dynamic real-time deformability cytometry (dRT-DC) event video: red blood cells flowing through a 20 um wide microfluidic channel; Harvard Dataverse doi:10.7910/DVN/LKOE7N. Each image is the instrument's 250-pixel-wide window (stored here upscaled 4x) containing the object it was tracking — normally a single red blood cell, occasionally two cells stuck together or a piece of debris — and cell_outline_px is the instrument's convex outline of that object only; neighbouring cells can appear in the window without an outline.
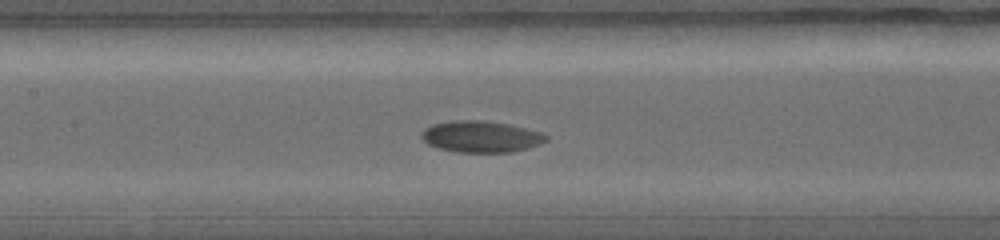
{"species": "common noctule bat (a hibernating species)", "species_latin": "Nyctalus noctula", "temperature_condition": "warm", "stored_images_in_passage": 9, "camera_frame_rate_fps": 5000, "um_per_image_px": 0.085, "animal": {"sex": "female", "body_mass_g": 19.0, "forearm_length_mm": 56.7}, "frame": {"image": 1, "passage_image": 4, "time_ms": 1.6, "image_size_px": [1000, 240], "cell_outline_px": [[548, 140], [540, 144], [528, 148], [512, 152], [456, 152], [436, 148], [428, 144], [420, 136], [420, 132], [424, 128], [432, 124], [452, 120], [484, 120], [508, 124], [544, 132], [548, 136]], "centroid_in_image_um": [40.88, 11.61], "position_along_channel_um": 166.5, "area_um2": 23.18}}
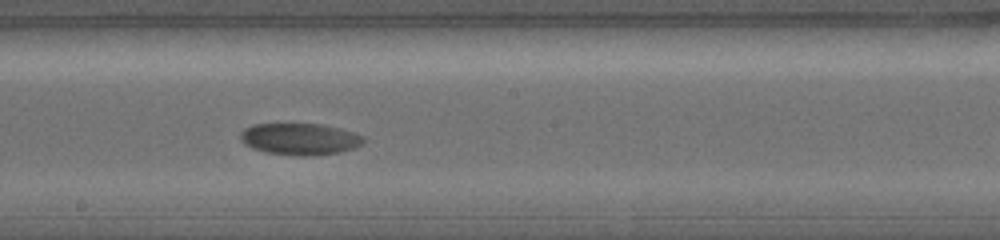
{"frame": {"image": 2, "passage_image": 6, "time_ms": 2.6, "image_size_px": [1000, 240], "cell_outline_px": [[368, 140], [364, 144], [356, 148], [340, 152], [312, 156], [296, 156], [264, 152], [252, 148], [244, 144], [240, 140], [240, 132], [244, 128], [252, 124], [320, 124], [340, 128], [356, 132], [364, 136]], "centroid_in_image_um": [25.53, 11.82], "position_along_channel_um": 222.7, "area_um2": 23.29}}
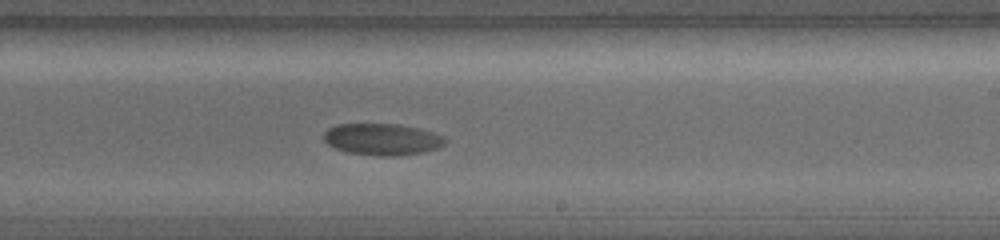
{"frame": {"image": 3, "passage_image": 7, "time_ms": 3.2, "image_size_px": [1000, 240], "cell_outline_px": [[448, 140], [440, 148], [424, 152], [400, 156], [380, 156], [348, 152], [336, 148], [328, 144], [324, 140], [324, 132], [328, 128], [336, 124], [396, 124], [416, 128], [432, 132], [444, 136]], "centroid_in_image_um": [32.51, 11.85], "position_along_channel_um": 256.5, "area_um2": 22.43}}